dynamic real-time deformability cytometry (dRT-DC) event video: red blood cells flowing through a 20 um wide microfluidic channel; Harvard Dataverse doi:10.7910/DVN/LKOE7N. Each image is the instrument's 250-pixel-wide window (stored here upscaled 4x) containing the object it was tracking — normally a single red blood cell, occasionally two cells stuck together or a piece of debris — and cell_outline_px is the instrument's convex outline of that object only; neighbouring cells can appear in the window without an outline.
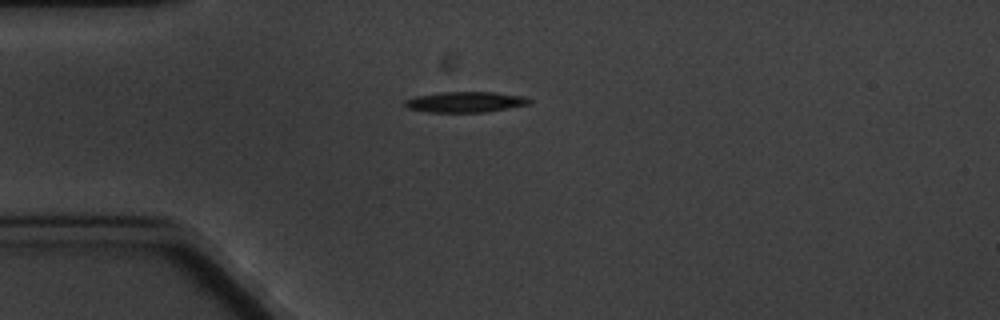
{"species": "common noctule bat (a hibernating species)", "species_latin": "Nyctalus noctula", "temperature_condition": "cold", "stored_images_in_passage": 3, "camera_frame_rate_fps": 3000, "um_per_image_px": 0.085, "animal": {"sex": "male", "body_mass_g": 20.1, "forearm_length_mm": 53.5}, "frame": {"image": 1, "passage_image": 1, "time_ms": 0.0, "image_size_px": [1000, 320], "cell_outline_px": [[532, 100], [528, 104], [488, 112], [428, 112], [408, 108], [404, 104], [404, 100], [416, 96], [440, 92], [496, 92], [524, 96]], "centroid_in_image_um": [39.55, 8.66], "position_along_channel_um": 45.4, "area_um2": 14.97}}